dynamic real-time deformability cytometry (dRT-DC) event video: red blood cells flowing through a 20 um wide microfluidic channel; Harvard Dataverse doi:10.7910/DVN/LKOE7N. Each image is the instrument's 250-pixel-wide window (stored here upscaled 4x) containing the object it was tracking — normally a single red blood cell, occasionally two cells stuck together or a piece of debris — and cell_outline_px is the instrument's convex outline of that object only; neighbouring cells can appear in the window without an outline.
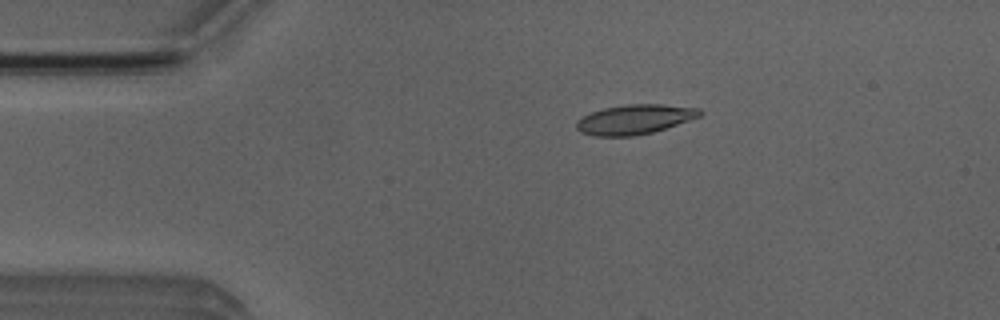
{"species": "Egyptian fruit bat (a non-hibernating species)", "species_latin": "Rousettus aegyptiacus", "temperature_condition": "room temperature", "stored_images_in_passage": 5, "camera_frame_rate_fps": 3000, "um_per_image_px": 0.085, "animal": {"sex": "male"}, "frame": {"image": 1, "passage_image": 1, "time_ms": 0.0, "image_size_px": [1000, 320], "cell_outline_px": [[704, 112], [700, 116], [652, 132], [632, 136], [592, 136], [580, 132], [576, 128], [576, 120], [592, 112], [604, 108], [628, 104], [660, 104], [700, 108]], "centroid_in_image_um": [53.92, 10.14], "position_along_channel_um": 31.1, "area_um2": 21.15}}